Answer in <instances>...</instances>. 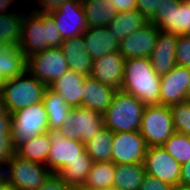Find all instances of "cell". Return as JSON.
Segmentation results:
<instances>
[{
	"instance_id": "obj_7",
	"label": "cell",
	"mask_w": 190,
	"mask_h": 190,
	"mask_svg": "<svg viewBox=\"0 0 190 190\" xmlns=\"http://www.w3.org/2000/svg\"><path fill=\"white\" fill-rule=\"evenodd\" d=\"M5 166L8 169H3L4 178L16 190H37L52 173L46 165L23 159L16 154Z\"/></svg>"
},
{
	"instance_id": "obj_1",
	"label": "cell",
	"mask_w": 190,
	"mask_h": 190,
	"mask_svg": "<svg viewBox=\"0 0 190 190\" xmlns=\"http://www.w3.org/2000/svg\"><path fill=\"white\" fill-rule=\"evenodd\" d=\"M161 76L152 68L147 57L125 60L121 91L135 96L145 105H160Z\"/></svg>"
},
{
	"instance_id": "obj_28",
	"label": "cell",
	"mask_w": 190,
	"mask_h": 190,
	"mask_svg": "<svg viewBox=\"0 0 190 190\" xmlns=\"http://www.w3.org/2000/svg\"><path fill=\"white\" fill-rule=\"evenodd\" d=\"M50 148L51 142L46 132L27 142L20 143L15 148V154L23 159L46 165Z\"/></svg>"
},
{
	"instance_id": "obj_10",
	"label": "cell",
	"mask_w": 190,
	"mask_h": 190,
	"mask_svg": "<svg viewBox=\"0 0 190 190\" xmlns=\"http://www.w3.org/2000/svg\"><path fill=\"white\" fill-rule=\"evenodd\" d=\"M69 70L60 47L46 48L27 57V71L49 86Z\"/></svg>"
},
{
	"instance_id": "obj_16",
	"label": "cell",
	"mask_w": 190,
	"mask_h": 190,
	"mask_svg": "<svg viewBox=\"0 0 190 190\" xmlns=\"http://www.w3.org/2000/svg\"><path fill=\"white\" fill-rule=\"evenodd\" d=\"M159 29L151 22L124 37L119 43V53L125 58H150L156 45Z\"/></svg>"
},
{
	"instance_id": "obj_29",
	"label": "cell",
	"mask_w": 190,
	"mask_h": 190,
	"mask_svg": "<svg viewBox=\"0 0 190 190\" xmlns=\"http://www.w3.org/2000/svg\"><path fill=\"white\" fill-rule=\"evenodd\" d=\"M24 15L23 12L0 14V47L19 46Z\"/></svg>"
},
{
	"instance_id": "obj_44",
	"label": "cell",
	"mask_w": 190,
	"mask_h": 190,
	"mask_svg": "<svg viewBox=\"0 0 190 190\" xmlns=\"http://www.w3.org/2000/svg\"><path fill=\"white\" fill-rule=\"evenodd\" d=\"M14 0H0V14L2 13H11L8 11L10 4L13 3Z\"/></svg>"
},
{
	"instance_id": "obj_31",
	"label": "cell",
	"mask_w": 190,
	"mask_h": 190,
	"mask_svg": "<svg viewBox=\"0 0 190 190\" xmlns=\"http://www.w3.org/2000/svg\"><path fill=\"white\" fill-rule=\"evenodd\" d=\"M115 164L110 162H94L87 174L85 186L97 190H110L113 188Z\"/></svg>"
},
{
	"instance_id": "obj_41",
	"label": "cell",
	"mask_w": 190,
	"mask_h": 190,
	"mask_svg": "<svg viewBox=\"0 0 190 190\" xmlns=\"http://www.w3.org/2000/svg\"><path fill=\"white\" fill-rule=\"evenodd\" d=\"M114 4V8L117 9L118 13L126 12L129 10H136V0H111Z\"/></svg>"
},
{
	"instance_id": "obj_12",
	"label": "cell",
	"mask_w": 190,
	"mask_h": 190,
	"mask_svg": "<svg viewBox=\"0 0 190 190\" xmlns=\"http://www.w3.org/2000/svg\"><path fill=\"white\" fill-rule=\"evenodd\" d=\"M147 145L140 131L113 133L114 164L144 163Z\"/></svg>"
},
{
	"instance_id": "obj_15",
	"label": "cell",
	"mask_w": 190,
	"mask_h": 190,
	"mask_svg": "<svg viewBox=\"0 0 190 190\" xmlns=\"http://www.w3.org/2000/svg\"><path fill=\"white\" fill-rule=\"evenodd\" d=\"M190 68L176 65L168 73L161 75L160 105L171 106L188 98Z\"/></svg>"
},
{
	"instance_id": "obj_50",
	"label": "cell",
	"mask_w": 190,
	"mask_h": 190,
	"mask_svg": "<svg viewBox=\"0 0 190 190\" xmlns=\"http://www.w3.org/2000/svg\"><path fill=\"white\" fill-rule=\"evenodd\" d=\"M188 98L190 99V83H189V86H188Z\"/></svg>"
},
{
	"instance_id": "obj_49",
	"label": "cell",
	"mask_w": 190,
	"mask_h": 190,
	"mask_svg": "<svg viewBox=\"0 0 190 190\" xmlns=\"http://www.w3.org/2000/svg\"><path fill=\"white\" fill-rule=\"evenodd\" d=\"M3 166L0 165V181H2L4 179V170H2Z\"/></svg>"
},
{
	"instance_id": "obj_35",
	"label": "cell",
	"mask_w": 190,
	"mask_h": 190,
	"mask_svg": "<svg viewBox=\"0 0 190 190\" xmlns=\"http://www.w3.org/2000/svg\"><path fill=\"white\" fill-rule=\"evenodd\" d=\"M176 64L190 68V36L179 35L176 45Z\"/></svg>"
},
{
	"instance_id": "obj_6",
	"label": "cell",
	"mask_w": 190,
	"mask_h": 190,
	"mask_svg": "<svg viewBox=\"0 0 190 190\" xmlns=\"http://www.w3.org/2000/svg\"><path fill=\"white\" fill-rule=\"evenodd\" d=\"M12 116V143L15 148L48 131V116L42 102L20 109Z\"/></svg>"
},
{
	"instance_id": "obj_37",
	"label": "cell",
	"mask_w": 190,
	"mask_h": 190,
	"mask_svg": "<svg viewBox=\"0 0 190 190\" xmlns=\"http://www.w3.org/2000/svg\"><path fill=\"white\" fill-rule=\"evenodd\" d=\"M37 190H73L59 174L51 173Z\"/></svg>"
},
{
	"instance_id": "obj_13",
	"label": "cell",
	"mask_w": 190,
	"mask_h": 190,
	"mask_svg": "<svg viewBox=\"0 0 190 190\" xmlns=\"http://www.w3.org/2000/svg\"><path fill=\"white\" fill-rule=\"evenodd\" d=\"M49 14L53 17L63 41L80 36L88 29L81 0L66 1Z\"/></svg>"
},
{
	"instance_id": "obj_5",
	"label": "cell",
	"mask_w": 190,
	"mask_h": 190,
	"mask_svg": "<svg viewBox=\"0 0 190 190\" xmlns=\"http://www.w3.org/2000/svg\"><path fill=\"white\" fill-rule=\"evenodd\" d=\"M175 132L169 106L146 105L142 115L140 133L147 147L162 146Z\"/></svg>"
},
{
	"instance_id": "obj_17",
	"label": "cell",
	"mask_w": 190,
	"mask_h": 190,
	"mask_svg": "<svg viewBox=\"0 0 190 190\" xmlns=\"http://www.w3.org/2000/svg\"><path fill=\"white\" fill-rule=\"evenodd\" d=\"M125 60L119 52L103 55L93 60L90 77L98 80L103 85L121 91Z\"/></svg>"
},
{
	"instance_id": "obj_43",
	"label": "cell",
	"mask_w": 190,
	"mask_h": 190,
	"mask_svg": "<svg viewBox=\"0 0 190 190\" xmlns=\"http://www.w3.org/2000/svg\"><path fill=\"white\" fill-rule=\"evenodd\" d=\"M179 185L190 187V161L181 165Z\"/></svg>"
},
{
	"instance_id": "obj_21",
	"label": "cell",
	"mask_w": 190,
	"mask_h": 190,
	"mask_svg": "<svg viewBox=\"0 0 190 190\" xmlns=\"http://www.w3.org/2000/svg\"><path fill=\"white\" fill-rule=\"evenodd\" d=\"M60 48L65 56L69 70L85 76L91 75L93 60L85 48L83 35L64 40Z\"/></svg>"
},
{
	"instance_id": "obj_20",
	"label": "cell",
	"mask_w": 190,
	"mask_h": 190,
	"mask_svg": "<svg viewBox=\"0 0 190 190\" xmlns=\"http://www.w3.org/2000/svg\"><path fill=\"white\" fill-rule=\"evenodd\" d=\"M116 92L117 90L114 88L103 85L98 80L86 76L83 81V100L81 106L103 114L111 104Z\"/></svg>"
},
{
	"instance_id": "obj_46",
	"label": "cell",
	"mask_w": 190,
	"mask_h": 190,
	"mask_svg": "<svg viewBox=\"0 0 190 190\" xmlns=\"http://www.w3.org/2000/svg\"><path fill=\"white\" fill-rule=\"evenodd\" d=\"M0 190H16L5 178L0 181Z\"/></svg>"
},
{
	"instance_id": "obj_27",
	"label": "cell",
	"mask_w": 190,
	"mask_h": 190,
	"mask_svg": "<svg viewBox=\"0 0 190 190\" xmlns=\"http://www.w3.org/2000/svg\"><path fill=\"white\" fill-rule=\"evenodd\" d=\"M149 21L137 10L117 13L112 22L107 26L119 42L126 36L146 25Z\"/></svg>"
},
{
	"instance_id": "obj_23",
	"label": "cell",
	"mask_w": 190,
	"mask_h": 190,
	"mask_svg": "<svg viewBox=\"0 0 190 190\" xmlns=\"http://www.w3.org/2000/svg\"><path fill=\"white\" fill-rule=\"evenodd\" d=\"M81 3L88 28L108 26L118 13L111 0H81Z\"/></svg>"
},
{
	"instance_id": "obj_24",
	"label": "cell",
	"mask_w": 190,
	"mask_h": 190,
	"mask_svg": "<svg viewBox=\"0 0 190 190\" xmlns=\"http://www.w3.org/2000/svg\"><path fill=\"white\" fill-rule=\"evenodd\" d=\"M27 70V58L19 46L0 47V80L22 75Z\"/></svg>"
},
{
	"instance_id": "obj_3",
	"label": "cell",
	"mask_w": 190,
	"mask_h": 190,
	"mask_svg": "<svg viewBox=\"0 0 190 190\" xmlns=\"http://www.w3.org/2000/svg\"><path fill=\"white\" fill-rule=\"evenodd\" d=\"M145 107L135 96L117 91L103 113L104 126L113 133L140 131Z\"/></svg>"
},
{
	"instance_id": "obj_33",
	"label": "cell",
	"mask_w": 190,
	"mask_h": 190,
	"mask_svg": "<svg viewBox=\"0 0 190 190\" xmlns=\"http://www.w3.org/2000/svg\"><path fill=\"white\" fill-rule=\"evenodd\" d=\"M180 165L190 161V137L185 134L175 132L162 145Z\"/></svg>"
},
{
	"instance_id": "obj_19",
	"label": "cell",
	"mask_w": 190,
	"mask_h": 190,
	"mask_svg": "<svg viewBox=\"0 0 190 190\" xmlns=\"http://www.w3.org/2000/svg\"><path fill=\"white\" fill-rule=\"evenodd\" d=\"M83 43L92 60L106 54L119 52V41L110 33L107 26L90 27L83 34Z\"/></svg>"
},
{
	"instance_id": "obj_2",
	"label": "cell",
	"mask_w": 190,
	"mask_h": 190,
	"mask_svg": "<svg viewBox=\"0 0 190 190\" xmlns=\"http://www.w3.org/2000/svg\"><path fill=\"white\" fill-rule=\"evenodd\" d=\"M63 39L53 17L49 13L32 12L22 20V39L19 44L24 56L60 47Z\"/></svg>"
},
{
	"instance_id": "obj_34",
	"label": "cell",
	"mask_w": 190,
	"mask_h": 190,
	"mask_svg": "<svg viewBox=\"0 0 190 190\" xmlns=\"http://www.w3.org/2000/svg\"><path fill=\"white\" fill-rule=\"evenodd\" d=\"M176 132L190 137V99L169 106Z\"/></svg>"
},
{
	"instance_id": "obj_39",
	"label": "cell",
	"mask_w": 190,
	"mask_h": 190,
	"mask_svg": "<svg viewBox=\"0 0 190 190\" xmlns=\"http://www.w3.org/2000/svg\"><path fill=\"white\" fill-rule=\"evenodd\" d=\"M172 186L156 177L146 174L139 190H171Z\"/></svg>"
},
{
	"instance_id": "obj_47",
	"label": "cell",
	"mask_w": 190,
	"mask_h": 190,
	"mask_svg": "<svg viewBox=\"0 0 190 190\" xmlns=\"http://www.w3.org/2000/svg\"><path fill=\"white\" fill-rule=\"evenodd\" d=\"M171 190H190V187L182 186V185H175V186H172Z\"/></svg>"
},
{
	"instance_id": "obj_38",
	"label": "cell",
	"mask_w": 190,
	"mask_h": 190,
	"mask_svg": "<svg viewBox=\"0 0 190 190\" xmlns=\"http://www.w3.org/2000/svg\"><path fill=\"white\" fill-rule=\"evenodd\" d=\"M136 10L143 15L148 21H150L159 9L160 0H136Z\"/></svg>"
},
{
	"instance_id": "obj_42",
	"label": "cell",
	"mask_w": 190,
	"mask_h": 190,
	"mask_svg": "<svg viewBox=\"0 0 190 190\" xmlns=\"http://www.w3.org/2000/svg\"><path fill=\"white\" fill-rule=\"evenodd\" d=\"M12 120L11 113L0 115V135L3 133H12Z\"/></svg>"
},
{
	"instance_id": "obj_9",
	"label": "cell",
	"mask_w": 190,
	"mask_h": 190,
	"mask_svg": "<svg viewBox=\"0 0 190 190\" xmlns=\"http://www.w3.org/2000/svg\"><path fill=\"white\" fill-rule=\"evenodd\" d=\"M149 22L161 31L190 36V3L187 0H160L159 9Z\"/></svg>"
},
{
	"instance_id": "obj_40",
	"label": "cell",
	"mask_w": 190,
	"mask_h": 190,
	"mask_svg": "<svg viewBox=\"0 0 190 190\" xmlns=\"http://www.w3.org/2000/svg\"><path fill=\"white\" fill-rule=\"evenodd\" d=\"M40 4V8H35L32 11L39 13H50L57 10L64 2L69 0H37Z\"/></svg>"
},
{
	"instance_id": "obj_45",
	"label": "cell",
	"mask_w": 190,
	"mask_h": 190,
	"mask_svg": "<svg viewBox=\"0 0 190 190\" xmlns=\"http://www.w3.org/2000/svg\"><path fill=\"white\" fill-rule=\"evenodd\" d=\"M9 113L6 107V103L4 101V97L2 91L0 89V115Z\"/></svg>"
},
{
	"instance_id": "obj_32",
	"label": "cell",
	"mask_w": 190,
	"mask_h": 190,
	"mask_svg": "<svg viewBox=\"0 0 190 190\" xmlns=\"http://www.w3.org/2000/svg\"><path fill=\"white\" fill-rule=\"evenodd\" d=\"M93 163V159L84 151L83 159H76L66 166L59 175L72 189L83 186Z\"/></svg>"
},
{
	"instance_id": "obj_30",
	"label": "cell",
	"mask_w": 190,
	"mask_h": 190,
	"mask_svg": "<svg viewBox=\"0 0 190 190\" xmlns=\"http://www.w3.org/2000/svg\"><path fill=\"white\" fill-rule=\"evenodd\" d=\"M113 132L103 126L89 142L85 144V151L94 162L112 161Z\"/></svg>"
},
{
	"instance_id": "obj_18",
	"label": "cell",
	"mask_w": 190,
	"mask_h": 190,
	"mask_svg": "<svg viewBox=\"0 0 190 190\" xmlns=\"http://www.w3.org/2000/svg\"><path fill=\"white\" fill-rule=\"evenodd\" d=\"M179 35L170 32L159 31L155 48L150 56L153 70L158 75L168 73L176 64V45Z\"/></svg>"
},
{
	"instance_id": "obj_4",
	"label": "cell",
	"mask_w": 190,
	"mask_h": 190,
	"mask_svg": "<svg viewBox=\"0 0 190 190\" xmlns=\"http://www.w3.org/2000/svg\"><path fill=\"white\" fill-rule=\"evenodd\" d=\"M29 71L2 82L1 91L9 113L43 101L46 89Z\"/></svg>"
},
{
	"instance_id": "obj_22",
	"label": "cell",
	"mask_w": 190,
	"mask_h": 190,
	"mask_svg": "<svg viewBox=\"0 0 190 190\" xmlns=\"http://www.w3.org/2000/svg\"><path fill=\"white\" fill-rule=\"evenodd\" d=\"M85 75L68 70L49 87L58 92L71 108L81 107Z\"/></svg>"
},
{
	"instance_id": "obj_36",
	"label": "cell",
	"mask_w": 190,
	"mask_h": 190,
	"mask_svg": "<svg viewBox=\"0 0 190 190\" xmlns=\"http://www.w3.org/2000/svg\"><path fill=\"white\" fill-rule=\"evenodd\" d=\"M16 149L12 143V133L0 135V165L5 166L15 155Z\"/></svg>"
},
{
	"instance_id": "obj_11",
	"label": "cell",
	"mask_w": 190,
	"mask_h": 190,
	"mask_svg": "<svg viewBox=\"0 0 190 190\" xmlns=\"http://www.w3.org/2000/svg\"><path fill=\"white\" fill-rule=\"evenodd\" d=\"M51 148L46 166L52 172L59 174L66 166L76 159H83L85 145L80 141L68 139L59 130H48Z\"/></svg>"
},
{
	"instance_id": "obj_26",
	"label": "cell",
	"mask_w": 190,
	"mask_h": 190,
	"mask_svg": "<svg viewBox=\"0 0 190 190\" xmlns=\"http://www.w3.org/2000/svg\"><path fill=\"white\" fill-rule=\"evenodd\" d=\"M42 103L48 116V130H59L72 108L58 92L53 91L49 86Z\"/></svg>"
},
{
	"instance_id": "obj_14",
	"label": "cell",
	"mask_w": 190,
	"mask_h": 190,
	"mask_svg": "<svg viewBox=\"0 0 190 190\" xmlns=\"http://www.w3.org/2000/svg\"><path fill=\"white\" fill-rule=\"evenodd\" d=\"M144 166L146 174L179 185L181 165L162 146L147 147Z\"/></svg>"
},
{
	"instance_id": "obj_8",
	"label": "cell",
	"mask_w": 190,
	"mask_h": 190,
	"mask_svg": "<svg viewBox=\"0 0 190 190\" xmlns=\"http://www.w3.org/2000/svg\"><path fill=\"white\" fill-rule=\"evenodd\" d=\"M104 126L103 114L89 108H72L66 116L60 134L84 145Z\"/></svg>"
},
{
	"instance_id": "obj_25",
	"label": "cell",
	"mask_w": 190,
	"mask_h": 190,
	"mask_svg": "<svg viewBox=\"0 0 190 190\" xmlns=\"http://www.w3.org/2000/svg\"><path fill=\"white\" fill-rule=\"evenodd\" d=\"M146 176L144 163L115 164L113 190H139Z\"/></svg>"
},
{
	"instance_id": "obj_48",
	"label": "cell",
	"mask_w": 190,
	"mask_h": 190,
	"mask_svg": "<svg viewBox=\"0 0 190 190\" xmlns=\"http://www.w3.org/2000/svg\"><path fill=\"white\" fill-rule=\"evenodd\" d=\"M73 190H97V189H95V188H90V187H88V186L83 185V186L76 187V188H74ZM110 190H113V189H110Z\"/></svg>"
}]
</instances>
